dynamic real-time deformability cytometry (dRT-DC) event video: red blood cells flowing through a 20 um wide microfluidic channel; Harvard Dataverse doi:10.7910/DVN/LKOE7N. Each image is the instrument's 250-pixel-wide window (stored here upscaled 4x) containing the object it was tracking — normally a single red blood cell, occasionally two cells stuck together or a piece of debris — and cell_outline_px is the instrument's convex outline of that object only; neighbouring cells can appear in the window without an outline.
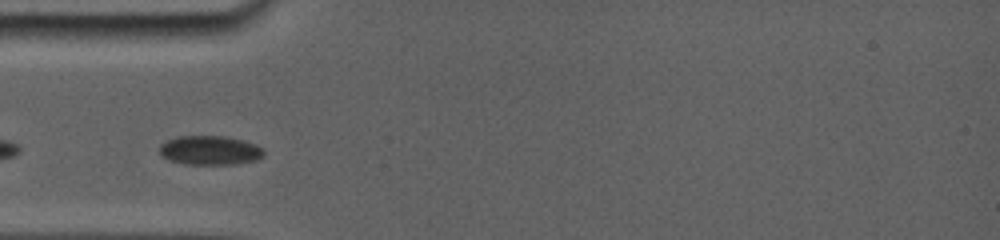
{"species": "common noctule bat (a hibernating species)", "species_latin": "Nyctalus noctula", "temperature_condition": "room temperature", "stored_images_in_passage": 8, "camera_frame_rate_fps": 5000, "um_per_image_px": 0.085, "animal": {"sex": "female", "body_mass_g": 19.0, "forearm_length_mm": 56.7}, "frame": {"image": 1, "passage_image": 2, "time_ms": 0.6, "image_size_px": [1000, 240], "cell_outline_px": [[264, 156], [256, 160], [232, 164], [184, 164], [168, 160], [160, 152], [160, 148], [168, 140], [180, 136], [220, 136], [240, 140], [252, 144], [260, 148], [264, 152]], "centroid_in_image_um": [17.83, 12.79], "position_along_channel_um": 67.2, "area_um2": 17.22}}
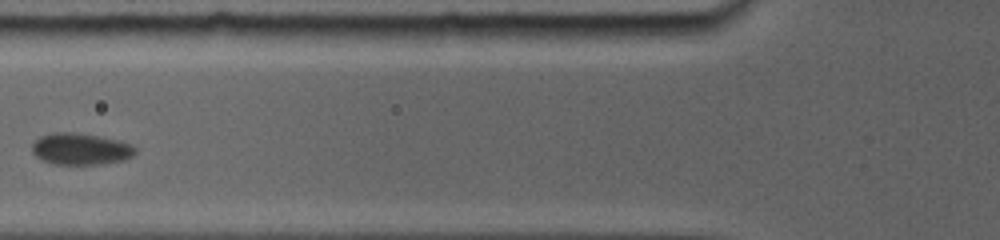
{"frame": {"image": 2, "passage_image": 4, "time_ms": 2.0, "image_size_px": [1000, 240], "cell_outline_px": [[136, 152], [132, 156], [124, 160], [104, 164], [52, 164], [40, 160], [32, 152], [32, 144], [40, 136], [96, 136], [128, 144], [136, 148]], "centroid_in_image_um": [6.86, 12.76], "position_along_channel_um": 118.9, "area_um2": 17.74}}
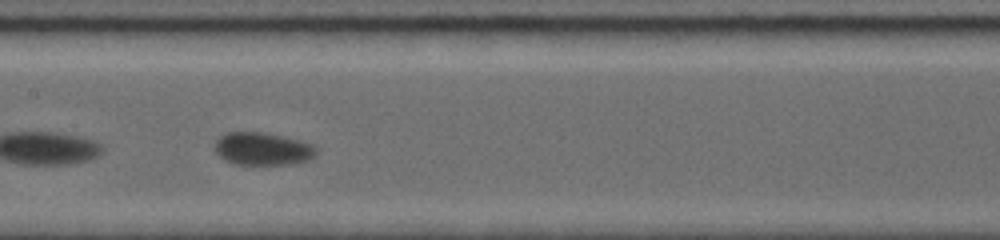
{"frame": {"image": 3, "passage_image": 7, "time_ms": 3.8, "image_size_px": [1000, 240], "cell_outline_px": [[316, 152], [308, 160], [292, 164], [236, 164], [224, 160], [216, 152], [216, 140], [220, 136], [232, 132], [256, 132], [296, 140], [308, 144]], "centroid_in_image_um": [22.24, 12.67], "position_along_channel_um": 185.2, "area_um2": 18.5}}